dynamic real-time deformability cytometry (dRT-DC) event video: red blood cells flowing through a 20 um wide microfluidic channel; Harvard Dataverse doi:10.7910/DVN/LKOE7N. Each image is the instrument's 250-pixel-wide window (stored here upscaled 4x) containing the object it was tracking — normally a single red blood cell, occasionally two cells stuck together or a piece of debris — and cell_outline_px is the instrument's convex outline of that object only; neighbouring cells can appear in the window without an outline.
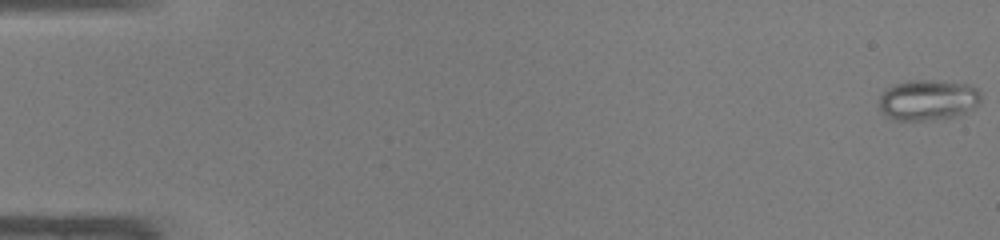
{"species": "common noctule bat (a hibernating species)", "species_latin": "Nyctalus noctula", "temperature_condition": "warm", "stored_images_in_passage": 10, "camera_frame_rate_fps": 3000, "um_per_image_px": 0.085, "animal": {"sex": "male", "body_mass_g": 19.0, "forearm_length_mm": 50.8}, "frame": {"image": 1, "passage_image": 1, "time_ms": 0.0, "image_size_px": [1000, 240], "cell_outline_px": [[980, 104], [976, 108], [956, 116], [932, 120], [896, 120], [880, 112], [880, 96], [884, 88], [908, 80], [940, 80], [968, 84], [976, 88], [980, 92]], "centroid_in_image_um": [78.89, 8.49], "position_along_channel_um": 6.1, "area_um2": 24.45}}